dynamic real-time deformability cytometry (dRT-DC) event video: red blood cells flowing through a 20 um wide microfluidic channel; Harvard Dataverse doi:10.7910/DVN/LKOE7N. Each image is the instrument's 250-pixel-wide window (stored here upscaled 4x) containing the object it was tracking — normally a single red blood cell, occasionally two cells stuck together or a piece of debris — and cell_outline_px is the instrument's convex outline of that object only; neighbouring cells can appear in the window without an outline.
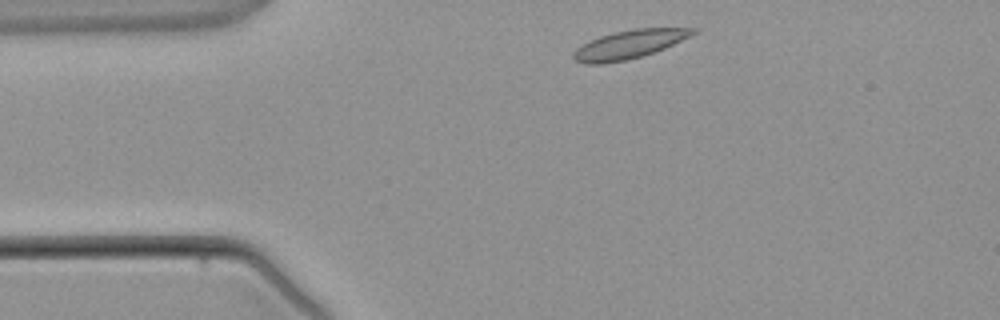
{"species": "common noctule bat (a hibernating species)", "species_latin": "Nyctalus noctula", "temperature_condition": "warm", "stored_images_in_passage": 2, "camera_frame_rate_fps": 3000, "um_per_image_px": 0.085, "animal": {"sex": "male", "body_mass_g": 21.5, "forearm_length_mm": 52.0}, "frame": {"image": 1, "passage_image": 1, "time_ms": 0.0, "image_size_px": [1000, 320], "cell_outline_px": [[696, 32], [664, 48], [640, 56], [624, 60], [604, 64], [584, 64], [576, 60], [572, 56], [572, 52], [576, 48], [600, 36], [616, 32], [636, 28], [696, 28]], "centroid_in_image_um": [53.42, 3.78], "position_along_channel_um": 31.6, "area_um2": 19.31}}